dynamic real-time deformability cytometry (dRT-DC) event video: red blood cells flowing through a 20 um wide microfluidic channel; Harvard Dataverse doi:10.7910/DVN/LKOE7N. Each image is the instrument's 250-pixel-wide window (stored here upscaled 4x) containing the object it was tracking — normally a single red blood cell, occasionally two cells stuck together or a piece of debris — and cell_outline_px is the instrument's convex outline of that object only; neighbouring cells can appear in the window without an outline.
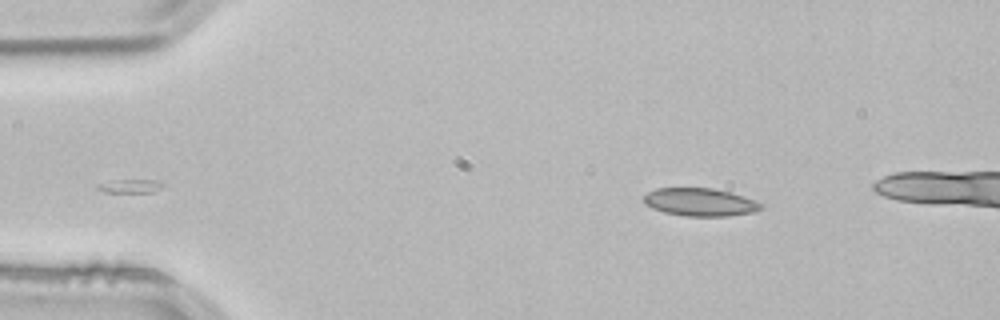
{"species": "common noctule bat (a hibernating species)", "species_latin": "Nyctalus noctula", "temperature_condition": "room temperature", "stored_images_in_passage": 8, "camera_frame_rate_fps": 3000, "um_per_image_px": 0.085, "animal": {"sex": "male", "body_mass_g": 21.5, "forearm_length_mm": 52.0}, "frame": {"image": 1, "passage_image": 1, "time_ms": 0.0, "image_size_px": [1000, 320], "cell_outline_px": [[764, 208], [756, 212], [728, 216], [684, 216], [664, 212], [652, 208], [644, 204], [644, 196], [648, 192], [656, 188], [712, 188], [732, 192], [744, 196], [764, 204]], "centroid_in_image_um": [59.55, 17.18], "position_along_channel_um": 25.5, "area_um2": 19.31}}